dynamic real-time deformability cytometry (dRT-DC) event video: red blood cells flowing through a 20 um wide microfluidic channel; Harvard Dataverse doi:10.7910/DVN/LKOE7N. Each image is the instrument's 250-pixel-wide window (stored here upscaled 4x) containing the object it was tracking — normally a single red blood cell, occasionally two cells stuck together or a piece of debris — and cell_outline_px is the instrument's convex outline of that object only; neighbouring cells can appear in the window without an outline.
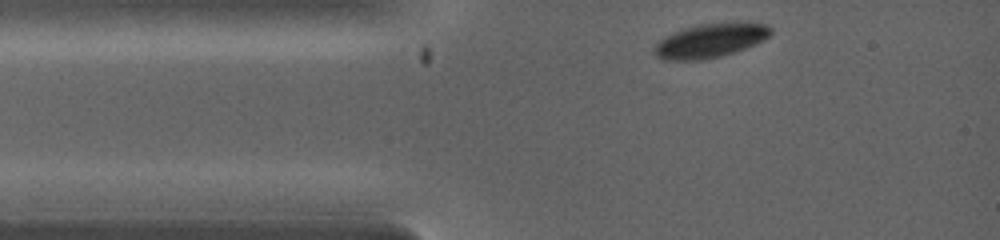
{"species": "common noctule bat (a hibernating species)", "species_latin": "Nyctalus noctula", "temperature_condition": "warm", "stored_images_in_passage": 4, "camera_frame_rate_fps": 5000, "um_per_image_px": 0.085, "animal": {"sex": "female", "body_mass_g": 19.0, "forearm_length_mm": 53.3}, "frame": {"image": 1, "passage_image": 1, "time_ms": 0.0, "image_size_px": [1000, 240], "cell_outline_px": [[772, 32], [764, 40], [756, 44], [736, 52], [720, 56], [700, 60], [660, 60], [652, 52], [652, 48], [660, 40], [672, 32], [684, 28], [700, 24], [768, 24], [772, 28]], "centroid_in_image_um": [60.32, 3.49], "position_along_channel_um": 24.7, "area_um2": 22.83}}
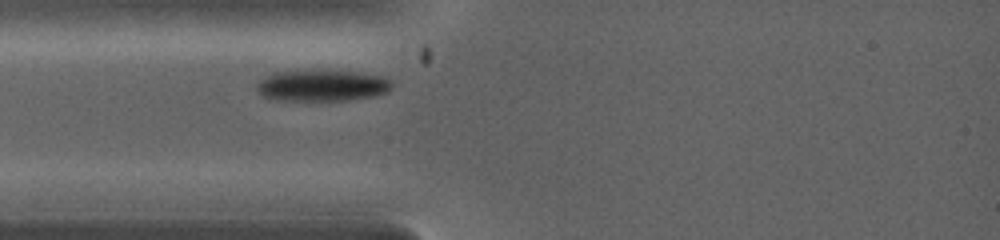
{"frame": {"image": 2, "passage_image": 4, "time_ms": 1.0, "image_size_px": [1000, 240], "cell_outline_px": [[392, 84], [388, 92], [372, 96], [348, 100], [280, 100], [264, 96], [256, 88], [256, 84], [260, 80], [272, 72], [320, 68], [328, 68], [360, 72], [384, 76], [392, 80]], "centroid_in_image_um": [27.4, 7.21], "position_along_channel_um": 57.6, "area_um2": 25.49}}